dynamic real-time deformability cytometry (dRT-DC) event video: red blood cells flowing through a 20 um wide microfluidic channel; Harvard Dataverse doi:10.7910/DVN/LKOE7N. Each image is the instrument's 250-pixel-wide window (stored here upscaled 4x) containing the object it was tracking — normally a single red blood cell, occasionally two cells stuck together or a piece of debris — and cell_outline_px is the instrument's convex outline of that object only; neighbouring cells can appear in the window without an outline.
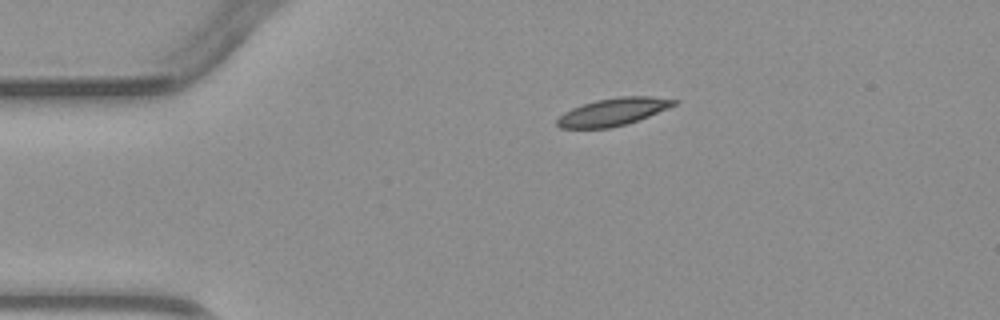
{"species": "common noctule bat (a hibernating species)", "species_latin": "Nyctalus noctula", "temperature_condition": "warm", "stored_images_in_passage": 2, "camera_frame_rate_fps": 3000, "um_per_image_px": 0.085, "animal": {"sex": "male", "body_mass_g": 23.1, "forearm_length_mm": 52.7}, "frame": {"image": 1, "passage_image": 1, "time_ms": 0.0, "image_size_px": [1000, 320], "cell_outline_px": [[680, 100], [676, 104], [668, 108], [648, 116], [624, 124], [608, 128], [560, 128], [556, 124], [556, 120], [564, 112], [572, 108], [596, 100], [620, 96], [652, 96]], "centroid_in_image_um": [52.11, 9.49], "position_along_channel_um": 32.9, "area_um2": 18.55}}